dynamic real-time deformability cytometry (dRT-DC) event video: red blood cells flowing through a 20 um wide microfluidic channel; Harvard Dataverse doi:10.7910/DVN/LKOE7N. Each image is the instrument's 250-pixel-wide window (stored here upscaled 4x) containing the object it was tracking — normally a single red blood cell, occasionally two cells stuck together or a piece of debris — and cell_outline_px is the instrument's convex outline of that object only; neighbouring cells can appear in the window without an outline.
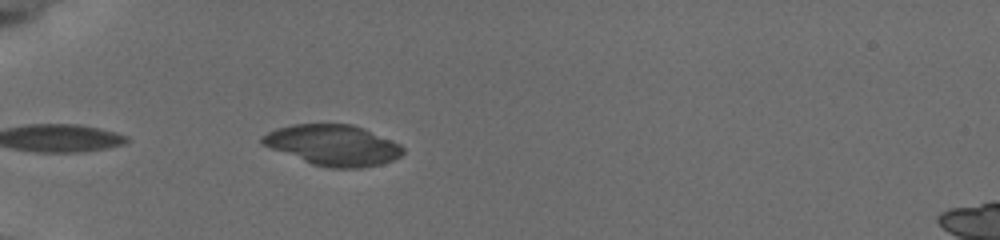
{"species": "common noctule bat (a hibernating species)", "species_latin": "Nyctalus noctula", "temperature_condition": "cold", "stored_images_in_passage": 8, "camera_frame_rate_fps": 3000, "um_per_image_px": 0.085, "animal": {"sex": "female", "body_mass_g": 19.5, "forearm_length_mm": 54.1}, "frame": {"image": 1, "passage_image": 8, "time_ms": 5.0, "image_size_px": [1000, 240], "cell_outline_px": [[404, 152], [400, 156], [392, 160], [380, 164], [360, 168], [332, 168], [312, 164], [260, 144], [260, 136], [276, 128], [292, 124], [352, 124], [364, 128], [400, 144], [404, 148]], "centroid_in_image_um": [28.29, 12.33], "position_along_channel_um": 56.7, "area_um2": 33.35}}